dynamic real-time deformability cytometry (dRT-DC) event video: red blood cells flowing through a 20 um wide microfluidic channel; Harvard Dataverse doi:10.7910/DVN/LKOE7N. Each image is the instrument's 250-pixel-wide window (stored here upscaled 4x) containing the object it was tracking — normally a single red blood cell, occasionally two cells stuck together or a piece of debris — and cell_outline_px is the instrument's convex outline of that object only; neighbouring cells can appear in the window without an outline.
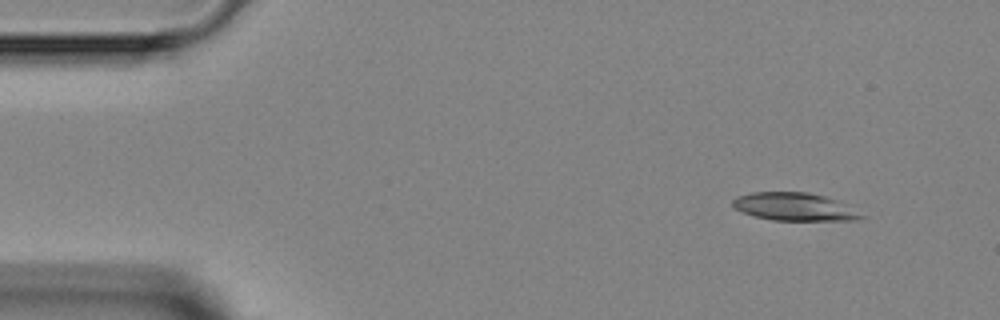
{"species": "Egyptian fruit bat (a non-hibernating species)", "species_latin": "Rousettus aegyptiacus", "temperature_condition": "room temperature", "stored_images_in_passage": 4, "camera_frame_rate_fps": 3000, "um_per_image_px": 0.085, "animal": {"sex": "female"}, "frame": {"image": 1, "passage_image": 1, "time_ms": 0.0, "image_size_px": [1000, 320], "cell_outline_px": [[868, 216], [856, 220], [772, 220], [752, 216], [740, 212], [732, 204], [732, 200], [736, 196], [752, 192], [808, 192], [824, 196]], "centroid_in_image_um": [67.45, 17.58], "position_along_channel_um": 17.5, "area_um2": 20.75}}
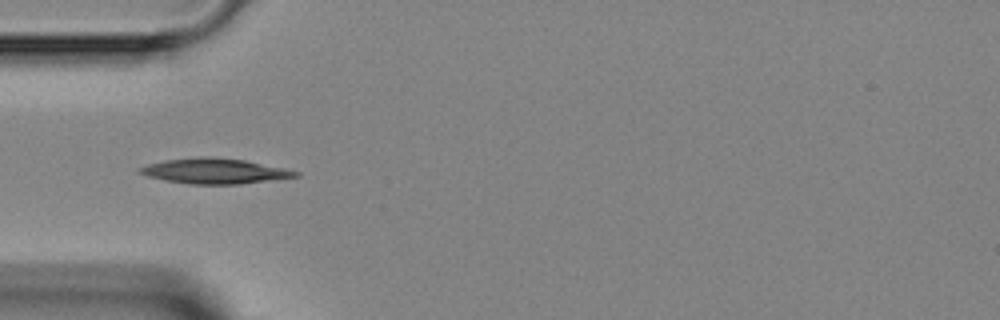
{"frame": {"image": 2, "passage_image": 4, "time_ms": 3.333, "image_size_px": [1000, 320], "cell_outline_px": [[300, 176], [240, 184], [188, 184], [164, 180], [148, 176], [136, 172], [136, 168], [148, 164], [164, 160], [204, 156], [212, 156], [244, 160], [284, 168], [300, 172]], "centroid_in_image_um": [18.2, 14.53], "position_along_channel_um": 66.8, "area_um2": 23.0}}